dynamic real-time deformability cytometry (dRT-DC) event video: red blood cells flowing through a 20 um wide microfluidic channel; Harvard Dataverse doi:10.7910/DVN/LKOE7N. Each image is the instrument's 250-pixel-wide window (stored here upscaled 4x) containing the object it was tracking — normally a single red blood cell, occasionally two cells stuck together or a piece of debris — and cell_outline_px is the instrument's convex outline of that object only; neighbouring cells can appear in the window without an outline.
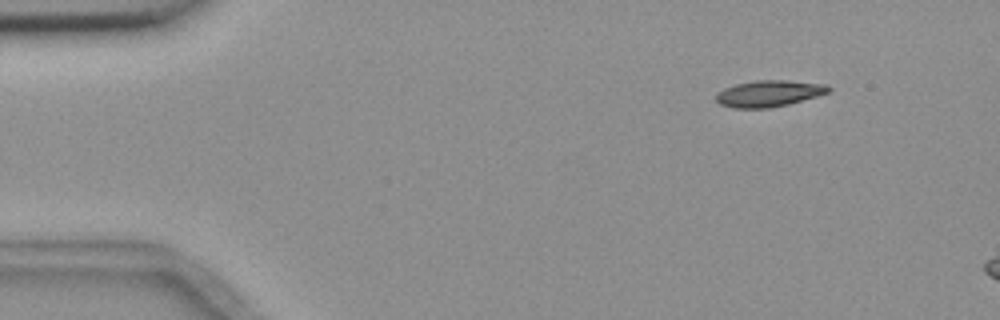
{"species": "common noctule bat (a hibernating species)", "species_latin": "Nyctalus noctula", "temperature_condition": "room temperature", "stored_images_in_passage": 4, "camera_frame_rate_fps": 3000, "um_per_image_px": 0.085, "animal": {"sex": "female", "body_mass_g": 18.4}, "frame": {"image": 1, "passage_image": 2, "time_ms": 1.0, "image_size_px": [1000, 320], "cell_outline_px": [[832, 88], [828, 92], [816, 96], [788, 104], [768, 108], [732, 108], [720, 104], [716, 100], [716, 92], [724, 88], [736, 84], [756, 80], [784, 80], [828, 84]], "centroid_in_image_um": [65.34, 7.94], "position_along_channel_um": 19.7, "area_um2": 17.28}}